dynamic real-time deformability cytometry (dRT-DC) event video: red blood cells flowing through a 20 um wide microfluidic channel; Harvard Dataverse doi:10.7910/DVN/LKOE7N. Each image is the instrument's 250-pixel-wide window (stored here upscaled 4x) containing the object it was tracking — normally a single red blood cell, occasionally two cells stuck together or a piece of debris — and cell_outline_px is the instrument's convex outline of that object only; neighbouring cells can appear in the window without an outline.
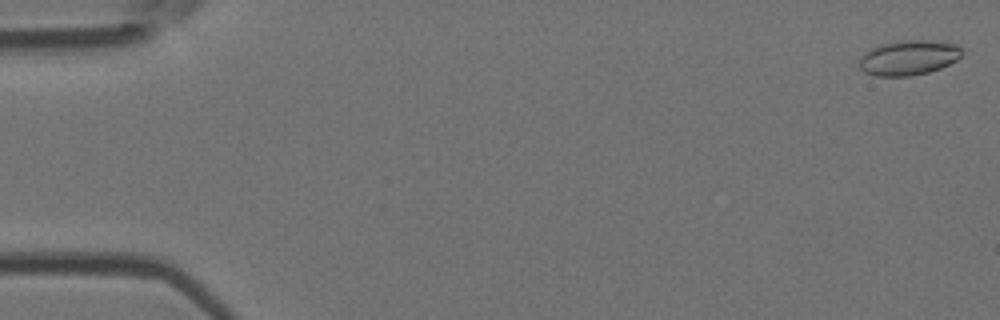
{"species": "Egyptian fruit bat (a non-hibernating species)", "species_latin": "Rousettus aegyptiacus", "temperature_condition": "room temperature", "stored_images_in_passage": 4, "camera_frame_rate_fps": 3000, "um_per_image_px": 0.085, "animal": {"sex": "female"}, "frame": {"image": 1, "passage_image": 1, "time_ms": 0.0, "image_size_px": [1000, 320], "cell_outline_px": [[964, 52], [956, 60], [940, 68], [928, 72], [908, 76], [876, 76], [864, 72], [860, 68], [860, 56], [872, 48], [880, 44], [904, 40], [928, 40], [956, 44]], "centroid_in_image_um": [77.22, 4.9], "position_along_channel_um": 7.8, "area_um2": 20.75}}
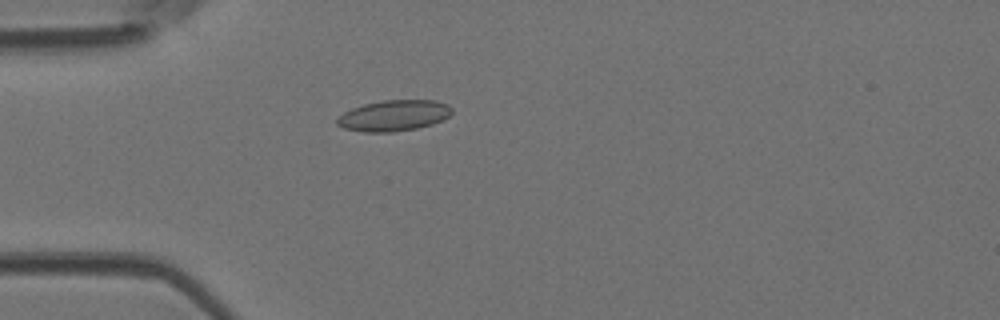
{"frame": {"image": 2, "passage_image": 4, "time_ms": 1.0, "image_size_px": [1000, 320], "cell_outline_px": [[452, 112], [444, 120], [432, 124], [416, 128], [396, 132], [364, 132], [344, 128], [336, 124], [336, 120], [344, 112], [352, 108], [364, 104], [384, 100], [436, 100], [448, 104], [452, 108]], "centroid_in_image_um": [33.49, 9.82], "position_along_channel_um": 51.5, "area_um2": 20.75}}